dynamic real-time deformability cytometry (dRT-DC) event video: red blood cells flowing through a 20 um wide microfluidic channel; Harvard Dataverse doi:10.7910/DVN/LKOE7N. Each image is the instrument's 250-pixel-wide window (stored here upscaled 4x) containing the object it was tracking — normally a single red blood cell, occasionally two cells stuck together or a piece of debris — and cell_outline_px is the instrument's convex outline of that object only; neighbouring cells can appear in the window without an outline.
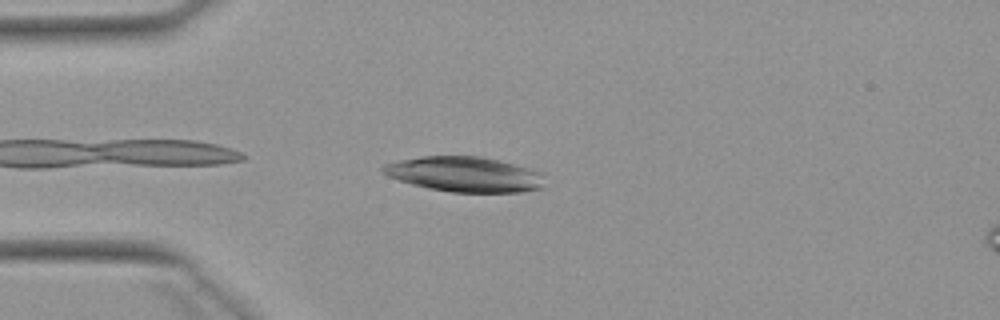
{"species": "Egyptian fruit bat (a non-hibernating species)", "species_latin": "Rousettus aegyptiacus", "temperature_condition": "warm", "stored_images_in_passage": 4, "camera_frame_rate_fps": 3000, "um_per_image_px": 0.085, "animal": {"sex": "female"}, "frame": {"image": 1, "passage_image": 4, "time_ms": 3.667, "image_size_px": [1000, 320], "cell_outline_px": [[544, 188], [520, 192], [452, 192], [428, 188], [412, 184], [388, 176], [380, 168], [384, 164], [400, 160], [424, 156], [480, 156], [512, 164], [536, 172]], "centroid_in_image_um": [39.4, 14.82], "position_along_channel_um": 45.6, "area_um2": 32.31}}